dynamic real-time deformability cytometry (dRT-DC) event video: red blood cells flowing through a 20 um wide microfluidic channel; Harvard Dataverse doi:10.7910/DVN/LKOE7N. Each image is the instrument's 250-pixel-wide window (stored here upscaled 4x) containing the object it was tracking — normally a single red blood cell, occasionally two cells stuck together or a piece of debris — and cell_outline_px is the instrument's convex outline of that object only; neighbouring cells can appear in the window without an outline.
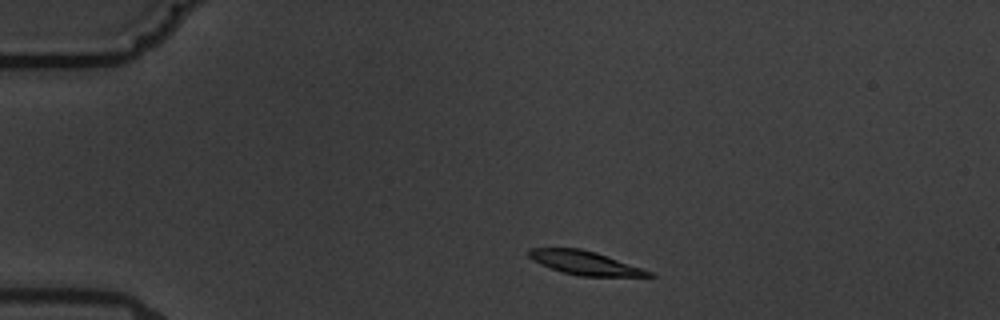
{"species": "common noctule bat (a hibernating species)", "species_latin": "Nyctalus noctula", "temperature_condition": "warm", "stored_images_in_passage": 10, "camera_frame_rate_fps": 3000, "um_per_image_px": 0.085, "animal": {"sex": "male", "body_mass_g": 19.5, "forearm_length_mm": 54.6}, "frame": {"image": 1, "passage_image": 2, "time_ms": 1.0, "image_size_px": [1000, 320], "cell_outline_px": [[656, 276], [580, 276], [564, 272], [540, 264], [532, 260], [528, 256], [528, 248], [580, 248], [596, 252], [652, 272]], "centroid_in_image_um": [49.67, 22.33], "position_along_channel_um": 35.3, "area_um2": 16.3}}
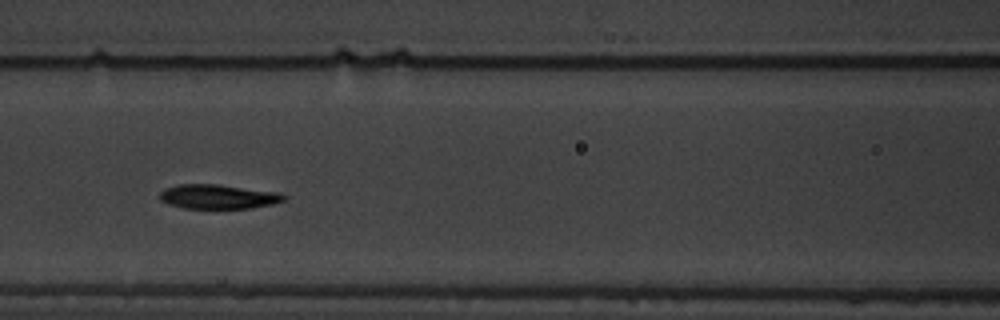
{"frame": {"image": 2, "passage_image": 6, "time_ms": 5.667, "image_size_px": [1000, 320], "cell_outline_px": [[288, 196], [284, 200], [272, 204], [252, 208], [184, 208], [168, 204], [160, 200], [160, 192], [164, 188], [180, 184], [220, 184], [280, 192]], "centroid_in_image_um": [18.56, 16.7], "position_along_channel_um": 148.0, "area_um2": 17.8}}
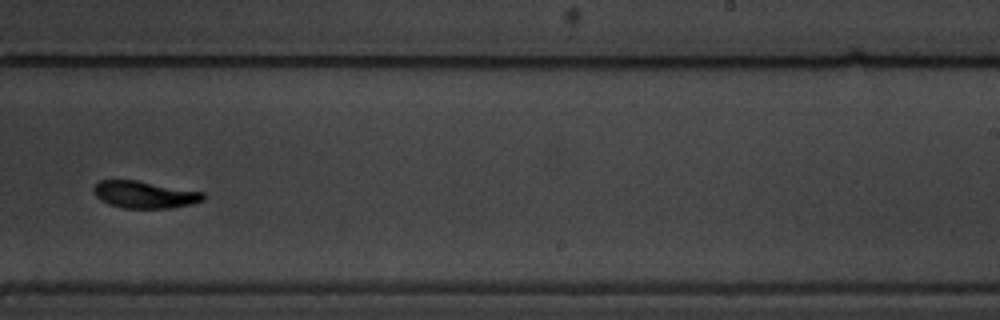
{"frame": {"image": 3, "passage_image": 9, "time_ms": 9.333, "image_size_px": [1000, 320], "cell_outline_px": [[208, 196], [204, 200], [192, 204], [168, 208], [120, 208], [108, 204], [100, 200], [92, 192], [92, 188], [100, 180], [136, 180], [204, 192]], "centroid_in_image_um": [12.29, 16.54], "position_along_channel_um": 276.7, "area_um2": 17.51}}